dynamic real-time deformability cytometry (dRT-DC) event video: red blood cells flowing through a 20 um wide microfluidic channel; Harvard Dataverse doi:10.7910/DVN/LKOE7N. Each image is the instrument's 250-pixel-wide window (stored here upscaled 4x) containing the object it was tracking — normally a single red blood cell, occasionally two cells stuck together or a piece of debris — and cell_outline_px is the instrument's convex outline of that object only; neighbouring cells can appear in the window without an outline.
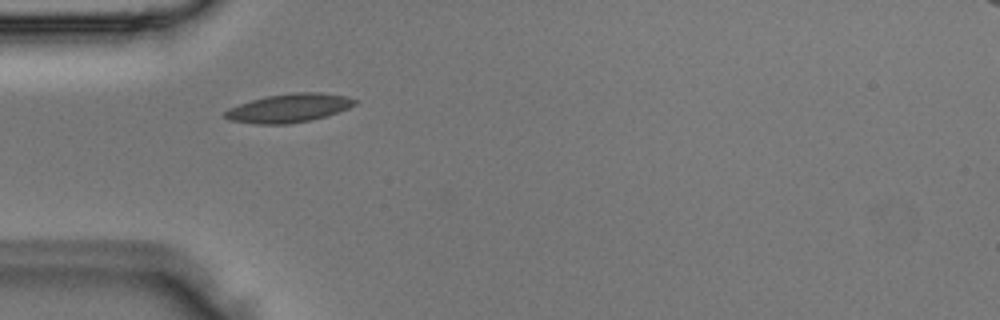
{"species": "Egyptian fruit bat (a non-hibernating species)", "species_latin": "Rousettus aegyptiacus", "temperature_condition": "room temperature", "stored_images_in_passage": 3, "camera_frame_rate_fps": 3000, "um_per_image_px": 0.085, "animal": {"sex": "male"}, "frame": {"image": 1, "passage_image": 2, "time_ms": 0.333, "image_size_px": [1000, 320], "cell_outline_px": [[356, 104], [348, 108], [328, 116], [312, 120], [288, 124], [256, 124], [228, 120], [224, 116], [224, 112], [228, 108], [252, 100], [268, 96], [292, 92], [320, 92], [344, 96], [356, 100]], "centroid_in_image_um": [24.55, 9.19], "position_along_channel_um": 60.4, "area_um2": 21.62}}